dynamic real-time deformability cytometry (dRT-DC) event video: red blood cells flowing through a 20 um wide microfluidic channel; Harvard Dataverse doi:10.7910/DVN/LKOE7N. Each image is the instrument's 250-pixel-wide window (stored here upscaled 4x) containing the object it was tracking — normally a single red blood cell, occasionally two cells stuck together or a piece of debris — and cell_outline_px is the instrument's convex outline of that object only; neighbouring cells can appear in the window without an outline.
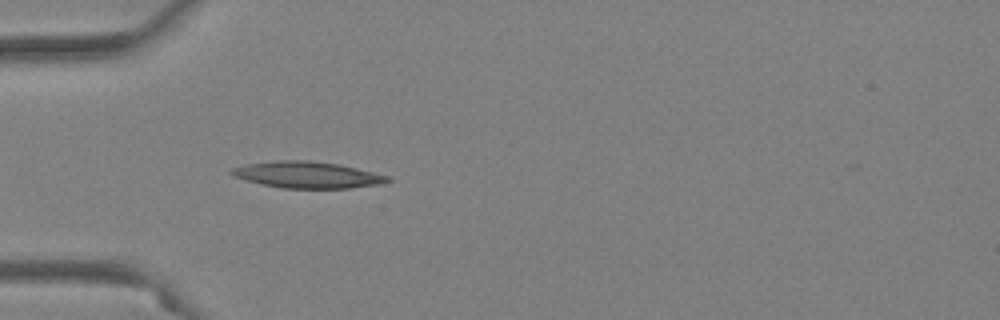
{"species": "Egyptian fruit bat (a non-hibernating species)", "species_latin": "Rousettus aegyptiacus", "temperature_condition": "warm", "stored_images_in_passage": 36, "camera_frame_rate_fps": 3000, "um_per_image_px": 0.085, "animal": {"sex": "female"}, "frame": {"image": 1, "passage_image": 1, "time_ms": 0.0, "image_size_px": [1000, 320], "cell_outline_px": [[392, 180], [380, 184], [352, 188], [284, 188], [260, 184], [232, 176], [228, 172], [232, 168], [248, 164], [280, 160], [312, 160], [340, 164], [392, 176]], "centroid_in_image_um": [26.17, 14.86], "position_along_channel_um": 58.8, "area_um2": 24.28}}
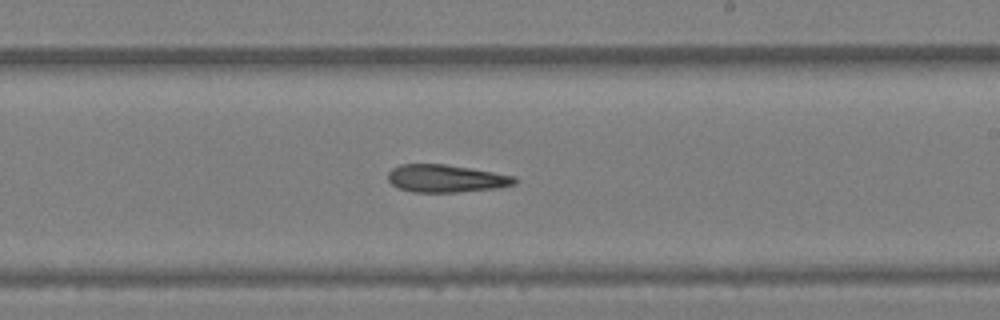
{"frame": {"image": 2, "passage_image": 16, "time_ms": 5.0, "image_size_px": [1000, 320], "cell_outline_px": [[516, 184], [496, 188], [456, 192], [412, 192], [400, 188], [392, 184], [388, 180], [388, 172], [392, 168], [400, 164], [444, 164], [516, 176]], "centroid_in_image_um": [37.89, 15.17], "position_along_channel_um": 251.1, "area_um2": 20.23}}
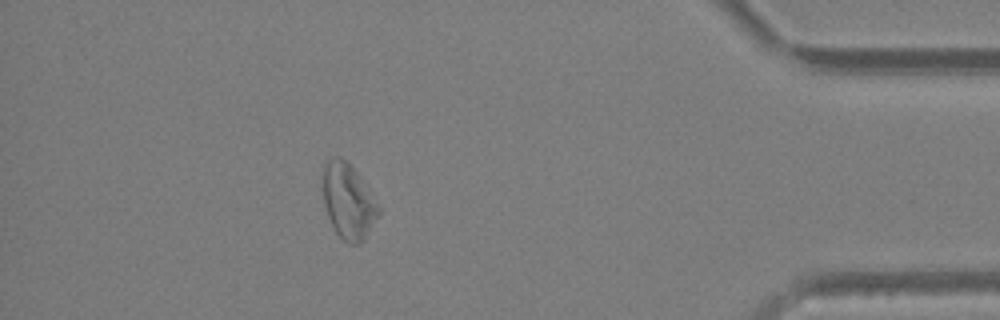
{"frame": {"image": 3, "passage_image": 31, "time_ms": 10.0, "image_size_px": [1000, 320], "cell_outline_px": [[380, 212], [364, 240], [360, 244], [348, 244], [336, 232], [328, 216], [324, 204], [324, 164], [328, 160], [336, 156], [340, 156], [348, 160], [364, 180], [380, 208]], "centroid_in_image_um": [29.62, 17.08], "position_along_channel_um": 405.6, "area_um2": 24.39}}